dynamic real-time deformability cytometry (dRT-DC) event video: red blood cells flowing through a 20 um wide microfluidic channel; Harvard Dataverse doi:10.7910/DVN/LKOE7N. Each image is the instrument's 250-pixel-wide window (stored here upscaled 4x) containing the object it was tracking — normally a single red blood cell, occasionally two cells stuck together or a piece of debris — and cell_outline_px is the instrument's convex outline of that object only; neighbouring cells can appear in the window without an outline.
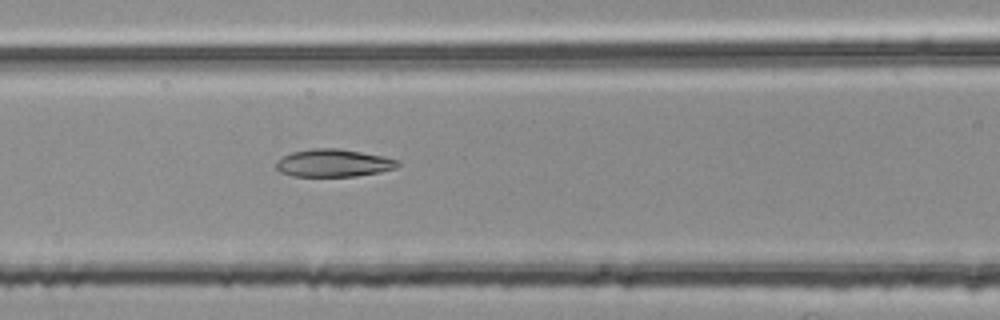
{"species": "common noctule bat (a hibernating species)", "species_latin": "Nyctalus noctula", "temperature_condition": "room temperature", "stored_images_in_passage": 43, "camera_frame_rate_fps": 3000, "um_per_image_px": 0.085, "animal": {"sex": "female", "body_mass_g": 25.1}, "frame": {"image": 1, "passage_image": 12, "time_ms": 3.667, "image_size_px": [1000, 320], "cell_outline_px": [[400, 164], [396, 168], [380, 172], [356, 176], [292, 176], [280, 172], [276, 168], [276, 160], [292, 152], [312, 148], [336, 148], [384, 156], [400, 160]], "centroid_in_image_um": [28.35, 13.86], "position_along_channel_um": 138.2, "area_um2": 19.65}}
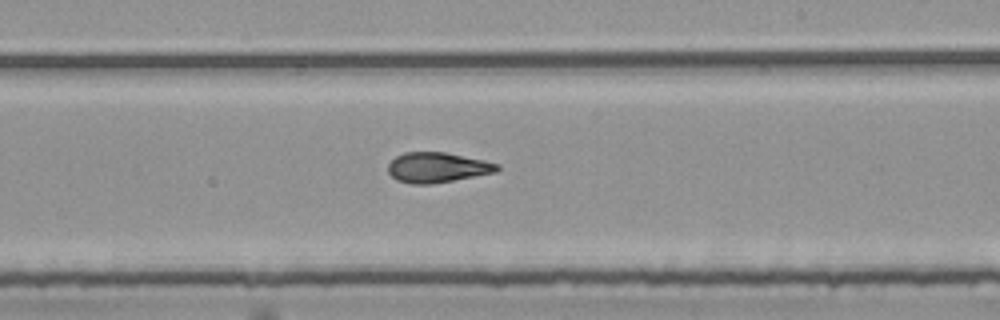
{"frame": {"image": 2, "passage_image": 21, "time_ms": 6.667, "image_size_px": [1000, 320], "cell_outline_px": [[500, 168], [496, 172], [432, 184], [412, 184], [396, 180], [388, 172], [388, 164], [396, 156], [404, 152], [444, 152], [484, 160], [500, 164]], "centroid_in_image_um": [37.16, 14.23], "position_along_channel_um": 251.8, "area_um2": 19.13}}
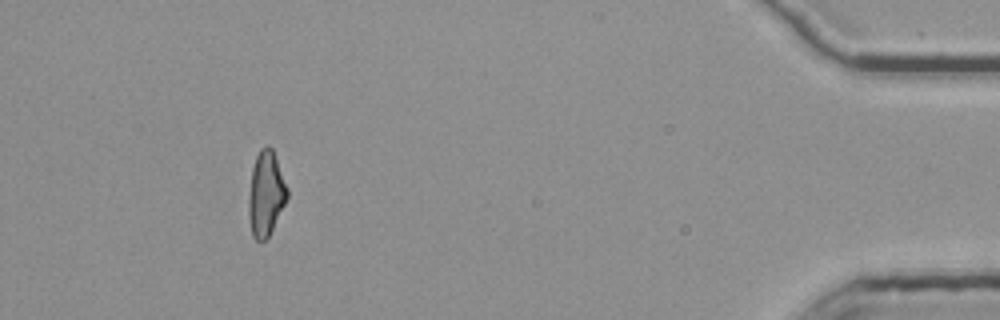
{"frame": {"image": 3, "passage_image": 39, "time_ms": 12.667, "image_size_px": [1000, 320], "cell_outline_px": [[288, 196], [268, 236], [264, 240], [256, 240], [252, 236], [248, 216], [248, 196], [252, 168], [256, 156], [260, 148], [268, 144], [272, 148], [288, 188]], "centroid_in_image_um": [22.58, 16.43], "position_along_channel_um": 412.6, "area_um2": 18.96}, "authors_computed_cell_mechanics": {"area_um2": 19.1318, "velocity_mm_per_s": 3.794, "shape_relaxation_time_tau1_ms": null, "shape_relaxation_time_tau2_ms": 2.4003, "deformation_change_tau1": null, "deformation_change_tau2": 0.1087}}